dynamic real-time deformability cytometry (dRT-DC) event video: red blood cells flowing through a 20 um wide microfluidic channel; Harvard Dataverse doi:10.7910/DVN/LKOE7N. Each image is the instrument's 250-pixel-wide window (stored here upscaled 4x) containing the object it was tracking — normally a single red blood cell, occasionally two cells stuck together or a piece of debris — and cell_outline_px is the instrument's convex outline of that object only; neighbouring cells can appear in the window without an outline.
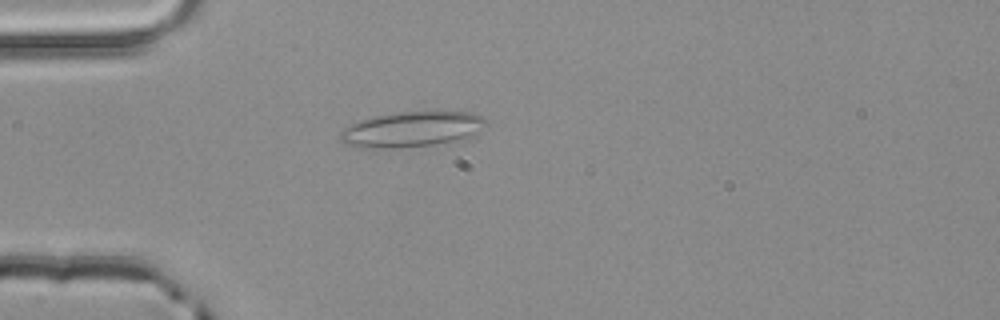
{"species": "common noctule bat (a hibernating species)", "species_latin": "Nyctalus noctula", "temperature_condition": "room temperature", "stored_images_in_passage": 1, "camera_frame_rate_fps": 3000, "um_per_image_px": 0.085, "animal": {"sex": "male", "body_mass_g": 20.4}, "frame": {"image": 1, "passage_image": 1, "time_ms": 0.0, "image_size_px": [1000, 320], "cell_outline_px": [[488, 124], [484, 128], [472, 136], [464, 140], [436, 144], [368, 152], [344, 144], [340, 140], [340, 132], [344, 128], [360, 120], [372, 116], [396, 112], [432, 108], [472, 112], [484, 116]], "centroid_in_image_um": [35.02, 10.98], "position_along_channel_um": 50.0, "area_um2": 32.43}}